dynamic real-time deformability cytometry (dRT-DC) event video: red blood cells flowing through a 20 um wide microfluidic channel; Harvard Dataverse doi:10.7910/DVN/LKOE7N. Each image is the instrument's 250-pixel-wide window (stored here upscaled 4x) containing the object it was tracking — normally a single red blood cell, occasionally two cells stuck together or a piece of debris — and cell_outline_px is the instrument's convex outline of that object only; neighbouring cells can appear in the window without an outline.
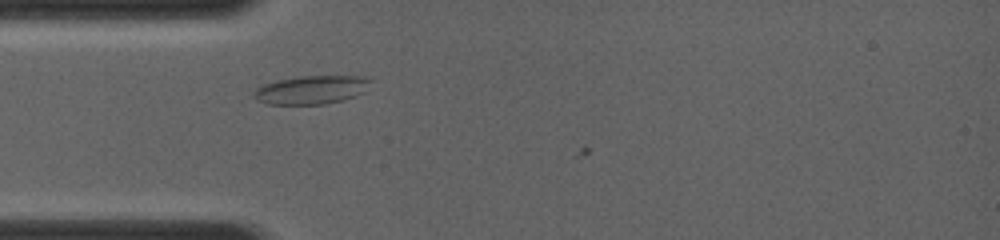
{"species": "common noctule bat (a hibernating species)", "species_latin": "Nyctalus noctula", "temperature_condition": "room temperature", "stored_images_in_passage": 1, "camera_frame_rate_fps": 4000, "um_per_image_px": 0.085, "animal": {"sex": "female", "body_mass_g": 19.0, "forearm_length_mm": 56.7}, "frame": {"image": 1, "passage_image": 1, "time_ms": 0.0, "image_size_px": [1000, 240], "cell_outline_px": [[372, 80], [364, 92], [356, 96], [324, 104], [268, 104], [256, 100], [252, 96], [252, 92], [256, 88], [264, 84], [276, 80], [300, 76], [372, 76]], "centroid_in_image_um": [26.46, 7.62], "position_along_channel_um": 58.5, "area_um2": 19.54}}